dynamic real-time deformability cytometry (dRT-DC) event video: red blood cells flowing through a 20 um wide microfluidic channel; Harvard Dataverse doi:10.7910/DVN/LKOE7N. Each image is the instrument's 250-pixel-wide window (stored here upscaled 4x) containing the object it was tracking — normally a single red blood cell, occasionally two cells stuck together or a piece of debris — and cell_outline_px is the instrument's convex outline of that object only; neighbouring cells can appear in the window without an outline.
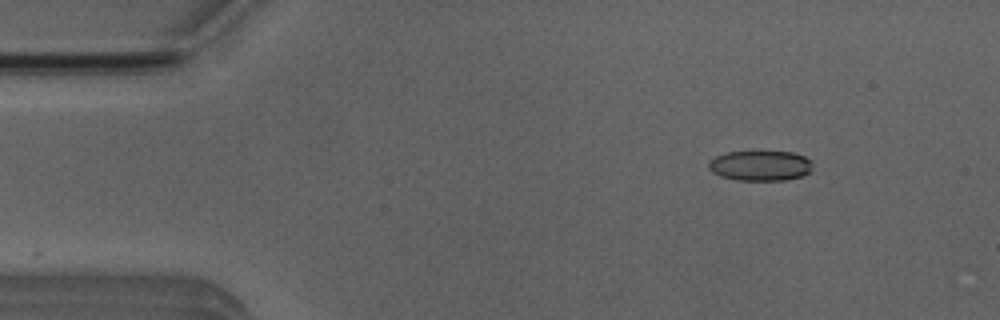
{"species": "Egyptian fruit bat (a non-hibernating species)", "species_latin": "Rousettus aegyptiacus", "temperature_condition": "room temperature", "stored_images_in_passage": 5, "camera_frame_rate_fps": 3000, "um_per_image_px": 0.085, "animal": {"sex": "male"}, "frame": {"image": 1, "passage_image": 2, "time_ms": 0.333, "image_size_px": [1000, 320], "cell_outline_px": [[812, 168], [804, 176], [784, 180], [736, 180], [720, 176], [712, 172], [708, 168], [708, 160], [716, 156], [728, 152], [792, 152], [804, 156], [812, 160]], "centroid_in_image_um": [64.62, 14.08], "position_along_channel_um": 20.4, "area_um2": 18.38}}